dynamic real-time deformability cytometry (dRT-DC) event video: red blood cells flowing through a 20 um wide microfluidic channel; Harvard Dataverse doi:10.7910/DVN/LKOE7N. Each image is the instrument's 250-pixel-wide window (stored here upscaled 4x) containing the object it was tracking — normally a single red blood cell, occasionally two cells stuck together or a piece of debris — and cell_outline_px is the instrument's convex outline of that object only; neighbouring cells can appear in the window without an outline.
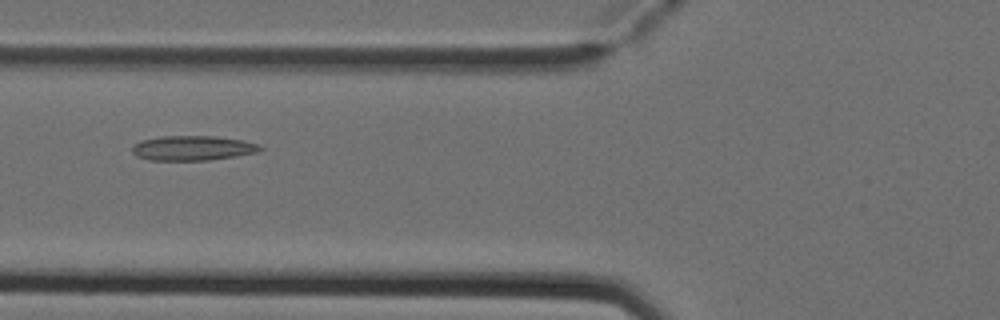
{"species": "Egyptian fruit bat (a non-hibernating species)", "species_latin": "Rousettus aegyptiacus", "temperature_condition": "cold", "stored_images_in_passage": 7, "camera_frame_rate_fps": 3000, "um_per_image_px": 0.085, "animal": {"sex": "female"}, "frame": {"image": 1, "passage_image": 6, "time_ms": 1.667, "image_size_px": [1000, 320], "cell_outline_px": [[264, 148], [260, 152], [236, 156], [208, 160], [148, 160], [136, 156], [132, 152], [132, 144], [140, 140], [160, 136], [216, 136], [244, 140], [260, 144]], "centroid_in_image_um": [16.39, 12.58], "position_along_channel_um": 109.4, "area_um2": 18.79}}
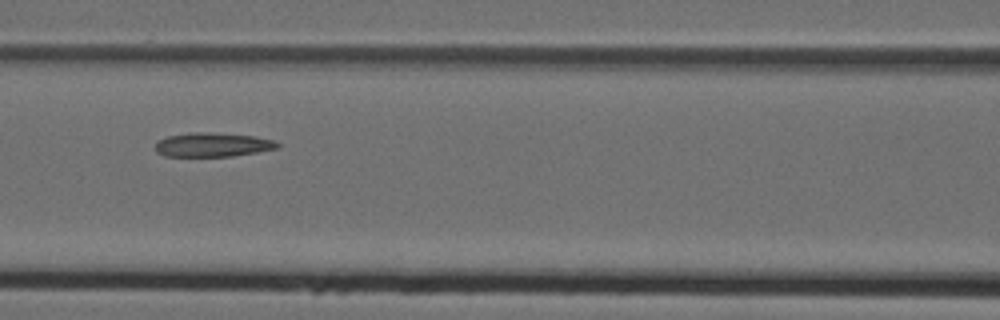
{"frame": {"image": 2, "passage_image": 7, "time_ms": 2.0, "image_size_px": [1000, 320], "cell_outline_px": [[280, 148], [232, 156], [164, 156], [156, 152], [156, 144], [160, 140], [168, 136], [188, 132], [204, 132], [256, 136], [272, 140], [280, 144]], "centroid_in_image_um": [18.08, 12.3], "position_along_channel_um": 148.5, "area_um2": 17.05}}